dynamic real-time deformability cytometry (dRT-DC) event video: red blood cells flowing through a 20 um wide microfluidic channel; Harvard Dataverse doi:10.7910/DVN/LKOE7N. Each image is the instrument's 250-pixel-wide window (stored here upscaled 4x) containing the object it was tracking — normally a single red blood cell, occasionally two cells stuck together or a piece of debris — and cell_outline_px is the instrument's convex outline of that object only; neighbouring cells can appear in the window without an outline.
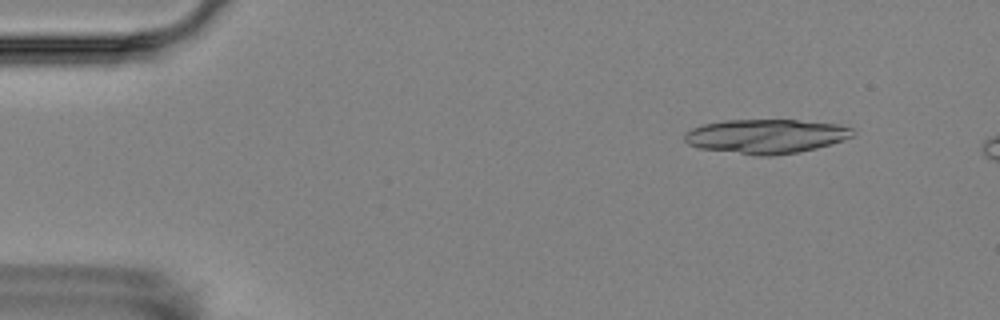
{"species": "Egyptian fruit bat (a non-hibernating species)", "species_latin": "Rousettus aegyptiacus", "temperature_condition": "room temperature", "stored_images_in_passage": 4, "segment_of_instrument_passage": [2, 2], "camera_frame_rate_fps": 3000, "um_per_image_px": 0.085, "animal": {"sex": "female"}, "frame": {"image": 1, "passage_image": 4, "time_ms": 4.667, "image_size_px": [1000, 320], "cell_outline_px": [[856, 132], [852, 136], [844, 140], [816, 148], [796, 152], [772, 156], [760, 156], [700, 148], [688, 144], [684, 140], [684, 132], [692, 128], [704, 124], [724, 120], [796, 120], [840, 124], [852, 128]], "centroid_in_image_um": [65.11, 11.58], "position_along_channel_um": 19.9, "area_um2": 33.58}}